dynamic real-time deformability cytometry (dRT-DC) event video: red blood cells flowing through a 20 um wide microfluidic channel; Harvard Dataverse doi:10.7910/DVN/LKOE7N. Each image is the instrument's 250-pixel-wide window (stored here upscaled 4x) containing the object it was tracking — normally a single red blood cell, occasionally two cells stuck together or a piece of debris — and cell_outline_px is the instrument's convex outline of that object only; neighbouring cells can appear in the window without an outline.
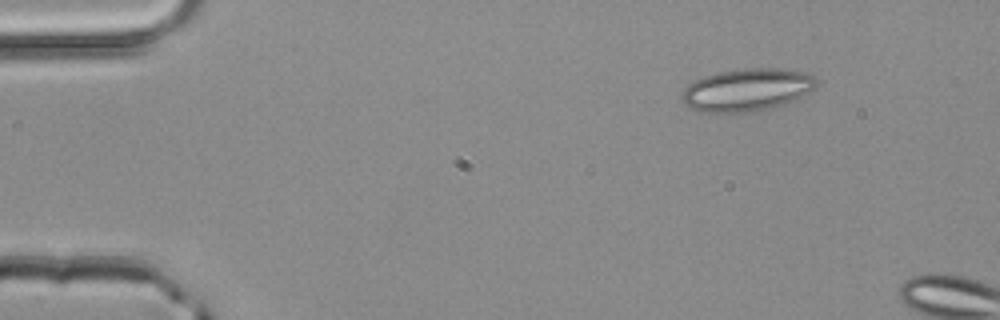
{"species": "common noctule bat (a hibernating species)", "species_latin": "Nyctalus noctula", "temperature_condition": "room temperature", "stored_images_in_passage": 2, "camera_frame_rate_fps": 3000, "um_per_image_px": 0.085, "animal": {"sex": "male", "body_mass_g": 20.4}, "frame": {"image": 1, "passage_image": 1, "time_ms": 0.0, "image_size_px": [1000, 320], "cell_outline_px": [[820, 80], [812, 88], [788, 104], [776, 108], [756, 112], [700, 112], [684, 104], [680, 100], [680, 92], [692, 80], [716, 72], [744, 68], [784, 68], [808, 72], [816, 76]], "centroid_in_image_um": [63.48, 7.63], "position_along_channel_um": 21.5, "area_um2": 34.22}}